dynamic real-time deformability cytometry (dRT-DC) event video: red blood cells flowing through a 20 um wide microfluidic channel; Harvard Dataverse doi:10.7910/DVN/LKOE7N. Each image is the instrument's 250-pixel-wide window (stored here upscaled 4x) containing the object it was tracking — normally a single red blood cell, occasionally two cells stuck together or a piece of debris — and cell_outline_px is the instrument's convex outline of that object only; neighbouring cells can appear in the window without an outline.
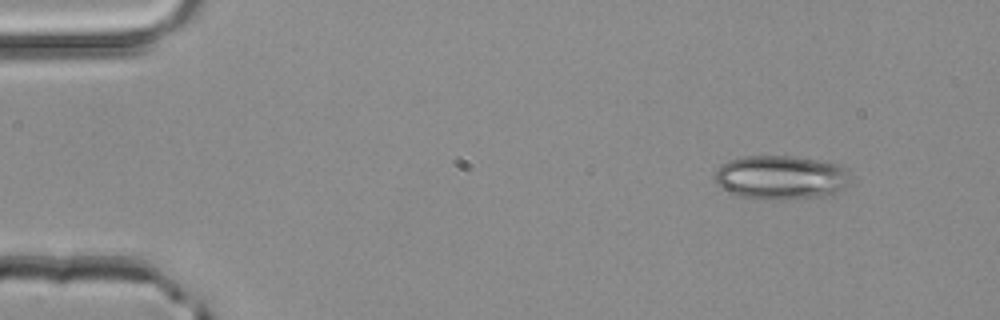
{"species": "common noctule bat (a hibernating species)", "species_latin": "Nyctalus noctula", "temperature_condition": "room temperature", "stored_images_in_passage": 2, "camera_frame_rate_fps": 3000, "um_per_image_px": 0.085, "animal": {"sex": "male", "body_mass_g": 20.4}, "frame": {"image": 1, "passage_image": 1, "time_ms": 0.0, "image_size_px": [1000, 320], "cell_outline_px": [[848, 184], [832, 192], [820, 196], [784, 200], [760, 200], [740, 196], [716, 184], [716, 172], [728, 160], [748, 156], [792, 156], [840, 164], [848, 176]], "centroid_in_image_um": [66.34, 15.09], "position_along_channel_um": 18.7, "area_um2": 34.16}}